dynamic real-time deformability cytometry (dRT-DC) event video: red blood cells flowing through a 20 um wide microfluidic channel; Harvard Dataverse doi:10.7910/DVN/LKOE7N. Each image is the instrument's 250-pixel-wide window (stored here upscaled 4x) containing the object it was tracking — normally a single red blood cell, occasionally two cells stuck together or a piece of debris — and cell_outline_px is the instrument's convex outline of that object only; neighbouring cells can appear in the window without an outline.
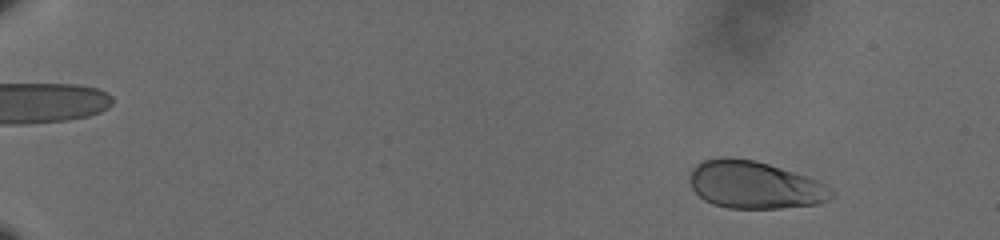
{"species": "human", "species_latin": "Homo sapiens", "temperature_condition": "cold", "stored_images_in_passage": 60, "camera_frame_rate_fps": 3000, "um_per_image_px": 0.085, "donor": {"sex": "male"}, "frame": {"image": 1, "passage_image": 7, "time_ms": 2.0, "image_size_px": [1000, 240], "cell_outline_px": [[836, 196], [828, 200], [816, 204], [780, 208], [728, 208], [712, 204], [704, 200], [692, 188], [688, 180], [688, 176], [692, 168], [700, 160], [720, 156], [728, 156], [756, 160], [816, 180], [832, 188], [836, 192]], "centroid_in_image_um": [64.1, 15.7], "position_along_channel_um": 20.9, "area_um2": 39.59}}
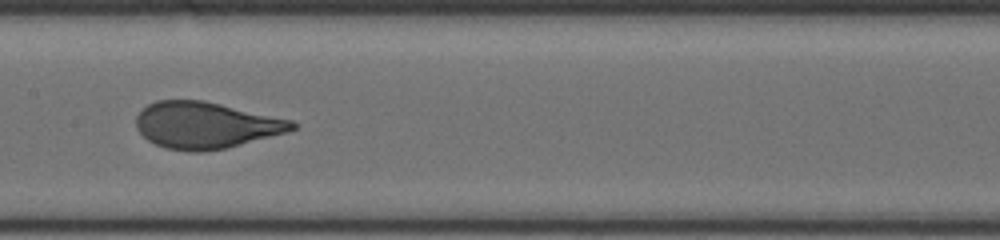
{"frame": {"image": 2, "passage_image": 34, "time_ms": 11.0, "image_size_px": [1000, 240], "cell_outline_px": [[296, 128], [288, 132], [224, 148], [200, 152], [188, 152], [164, 148], [148, 140], [136, 128], [136, 116], [148, 104], [156, 100], [204, 100], [292, 120], [296, 124]], "centroid_in_image_um": [17.47, 10.64], "position_along_channel_um": 189.9, "area_um2": 42.14}}
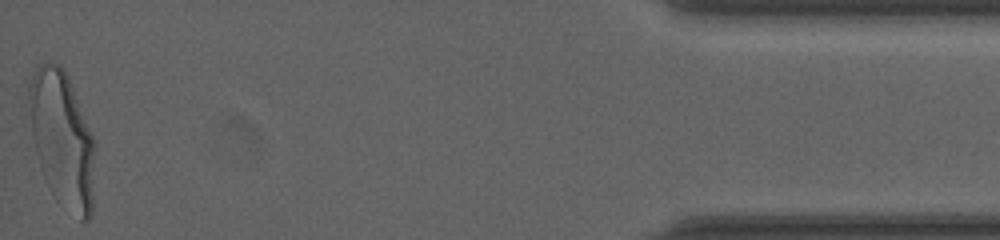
{"frame": {"image": 3, "passage_image": 60, "time_ms": 19.667, "image_size_px": [1000, 240], "cell_outline_px": [[96, 148], [92, 216], [88, 220], [80, 220], [44, 176], [40, 168], [32, 136], [28, 96], [28, 84], [36, 64], [44, 60], [52, 60], [60, 64], [64, 68], [68, 76], [96, 140]], "centroid_in_image_um": [5.31, 11.65], "position_along_channel_um": 429.9, "area_um2": 52.14}, "authors_computed_cell_mechanics": {"area_um2": 42.1362, "velocity_mm_per_s": 3.5879, "shape_relaxation_time_tau1_ms": 3.5173, "shape_relaxation_time_tau2_ms": null, "deformation_change_tau1": 0.1513, "deformation_change_tau2": null}}